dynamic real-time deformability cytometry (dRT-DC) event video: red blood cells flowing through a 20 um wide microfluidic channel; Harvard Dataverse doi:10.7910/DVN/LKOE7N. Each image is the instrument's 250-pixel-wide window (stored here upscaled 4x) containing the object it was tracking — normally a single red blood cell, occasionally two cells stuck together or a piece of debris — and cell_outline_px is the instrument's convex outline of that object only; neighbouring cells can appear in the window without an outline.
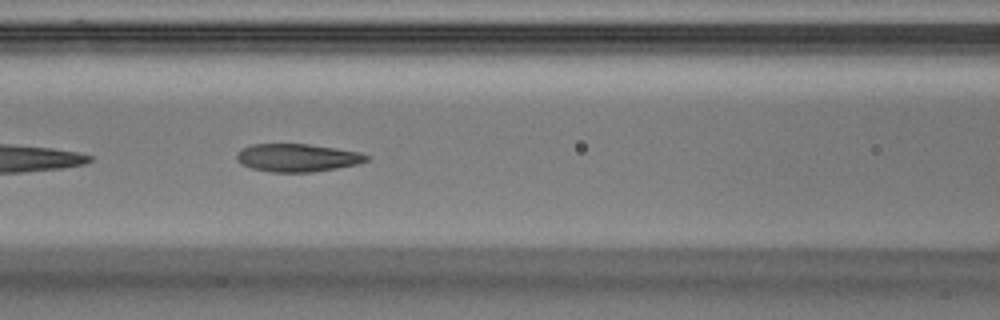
{"species": "Egyptian fruit bat (a non-hibernating species)", "species_latin": "Rousettus aegyptiacus", "temperature_condition": "warm", "stored_images_in_passage": 22, "camera_frame_rate_fps": 3000, "um_per_image_px": 0.085, "animal": {"sex": "male"}, "frame": {"image": 1, "passage_image": 7, "time_ms": 2.0, "image_size_px": [1000, 320], "cell_outline_px": [[368, 160], [356, 164], [336, 168], [312, 172], [272, 172], [252, 168], [236, 160], [236, 152], [240, 148], [252, 144], [308, 144], [336, 148], [360, 152], [368, 156]], "centroid_in_image_um": [25.24, 13.4], "position_along_channel_um": 141.4, "area_um2": 21.04}}
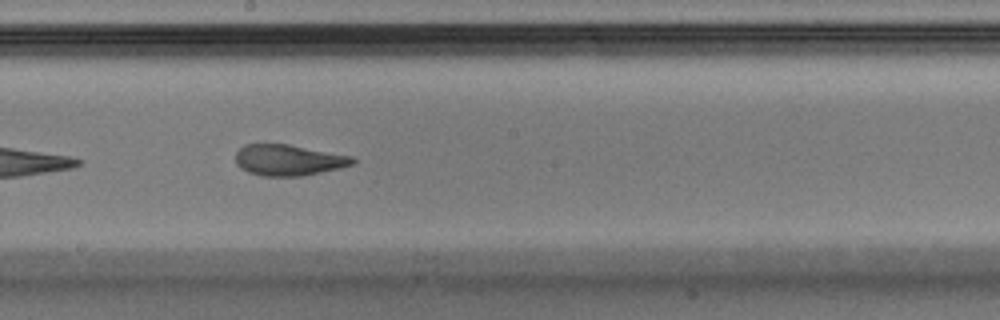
{"frame": {"image": 2, "passage_image": 13, "time_ms": 4.0, "image_size_px": [1000, 320], "cell_outline_px": [[356, 160], [352, 164], [340, 168], [304, 176], [264, 176], [248, 172], [240, 168], [236, 164], [236, 152], [244, 144], [288, 144], [352, 156]], "centroid_in_image_um": [24.51, 13.61], "position_along_channel_um": 223.7, "area_um2": 21.15}}
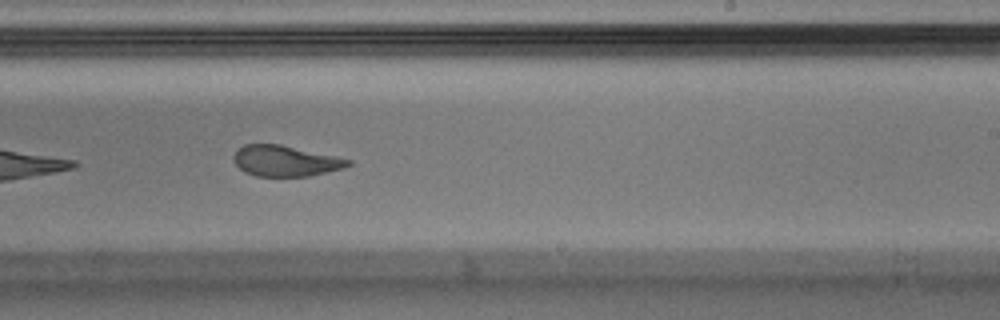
{"frame": {"image": 3, "passage_image": 16, "time_ms": 5.0, "image_size_px": [1000, 320], "cell_outline_px": [[352, 164], [344, 168], [308, 176], [256, 176], [244, 172], [232, 160], [232, 156], [244, 144], [280, 144], [336, 156], [352, 160]], "centroid_in_image_um": [24.26, 13.68], "position_along_channel_um": 264.7, "area_um2": 20.52}}